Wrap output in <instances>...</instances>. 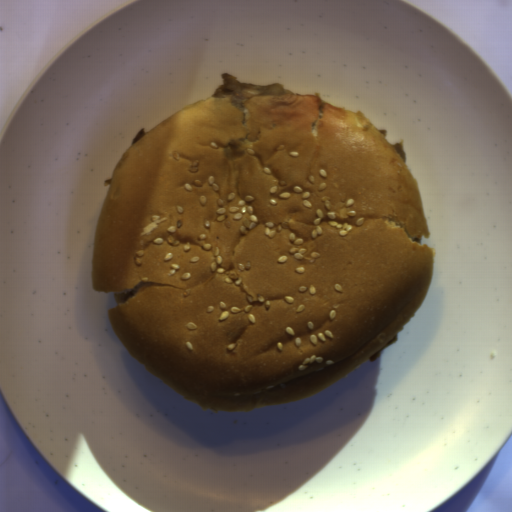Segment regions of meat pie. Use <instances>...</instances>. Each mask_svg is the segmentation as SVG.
Listing matches in <instances>:
<instances>
[{
  "instance_id": "meat-pie-1",
  "label": "meat pie",
  "mask_w": 512,
  "mask_h": 512,
  "mask_svg": "<svg viewBox=\"0 0 512 512\" xmlns=\"http://www.w3.org/2000/svg\"><path fill=\"white\" fill-rule=\"evenodd\" d=\"M221 83L211 97H223L225 95H235L242 99H250L257 96H277V95H300L298 92L287 90L282 83L275 84H242L238 82V77L223 72Z\"/></svg>"
},
{
  "instance_id": "meat-pie-2",
  "label": "meat pie",
  "mask_w": 512,
  "mask_h": 512,
  "mask_svg": "<svg viewBox=\"0 0 512 512\" xmlns=\"http://www.w3.org/2000/svg\"><path fill=\"white\" fill-rule=\"evenodd\" d=\"M379 133L384 137V139L388 142V144L393 148V150L397 153V155L402 159L405 163L407 159L406 152L404 151L405 141H400L399 144H392L388 139V130L385 129H377Z\"/></svg>"
},
{
  "instance_id": "meat-pie-3",
  "label": "meat pie",
  "mask_w": 512,
  "mask_h": 512,
  "mask_svg": "<svg viewBox=\"0 0 512 512\" xmlns=\"http://www.w3.org/2000/svg\"><path fill=\"white\" fill-rule=\"evenodd\" d=\"M398 342V332L393 336L391 337L383 346H381L374 354H372L368 359L370 362H375L377 359L380 358V355L381 353L383 352V350L392 345V344H397Z\"/></svg>"
},
{
  "instance_id": "meat-pie-4",
  "label": "meat pie",
  "mask_w": 512,
  "mask_h": 512,
  "mask_svg": "<svg viewBox=\"0 0 512 512\" xmlns=\"http://www.w3.org/2000/svg\"><path fill=\"white\" fill-rule=\"evenodd\" d=\"M145 135H146V133H145L144 128H140L139 130H137V132L131 142V145L134 144L135 142L141 140L142 138H144Z\"/></svg>"
}]
</instances>
